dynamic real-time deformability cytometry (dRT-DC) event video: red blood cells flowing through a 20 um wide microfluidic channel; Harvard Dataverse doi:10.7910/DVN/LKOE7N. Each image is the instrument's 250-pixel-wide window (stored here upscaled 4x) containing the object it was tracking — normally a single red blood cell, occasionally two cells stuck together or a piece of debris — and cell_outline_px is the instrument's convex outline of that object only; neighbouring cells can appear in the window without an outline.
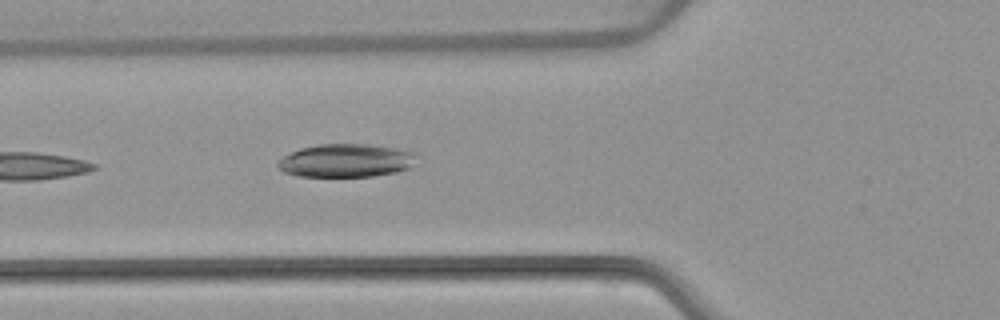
{"species": "common noctule bat (a hibernating species)", "species_latin": "Nyctalus noctula", "temperature_condition": "warm", "stored_images_in_passage": 4, "camera_frame_rate_fps": 3000, "um_per_image_px": 0.085, "animal": {"sex": "female", "body_mass_g": 22.7, "forearm_length_mm": 54.2}, "frame": {"image": 1, "passage_image": 4, "time_ms": 4.667, "image_size_px": [1000, 320], "cell_outline_px": [[416, 156], [408, 168], [396, 172], [372, 176], [296, 176], [284, 172], [276, 164], [284, 156], [300, 148], [320, 144], [368, 144], [396, 148], [416, 152]], "centroid_in_image_um": [29.4, 13.64], "position_along_channel_um": 96.4, "area_um2": 26.65}}